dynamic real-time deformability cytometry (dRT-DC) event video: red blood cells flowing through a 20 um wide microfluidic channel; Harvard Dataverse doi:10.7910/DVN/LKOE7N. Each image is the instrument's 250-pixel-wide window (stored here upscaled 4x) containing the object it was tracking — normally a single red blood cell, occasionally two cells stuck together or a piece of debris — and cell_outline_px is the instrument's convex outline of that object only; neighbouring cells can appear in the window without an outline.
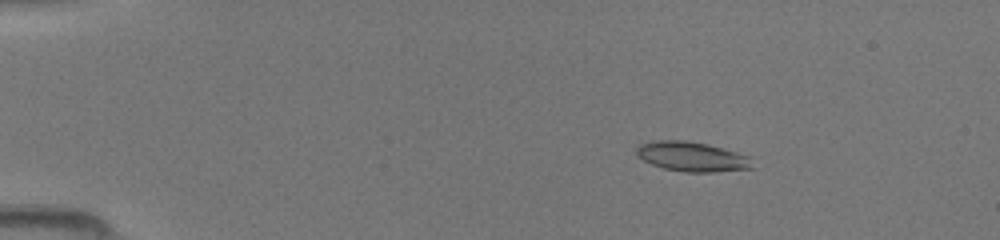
{"species": "common noctule bat (a hibernating species)", "species_latin": "Nyctalus noctula", "temperature_condition": "room temperature", "stored_images_in_passage": 18, "camera_frame_rate_fps": 3000, "um_per_image_px": 0.085, "animal": {"sex": "female", "body_mass_g": 19.5, "forearm_length_mm": 54.1}, "frame": {"image": 1, "passage_image": 6, "time_ms": 1.667, "image_size_px": [1000, 240], "cell_outline_px": [[752, 168], [712, 172], [688, 172], [664, 168], [652, 164], [644, 160], [636, 152], [636, 148], [640, 144], [660, 140], [684, 140], [708, 144], [736, 152], [748, 156]], "centroid_in_image_um": [58.8, 13.31], "position_along_channel_um": 26.2, "area_um2": 19.59}}
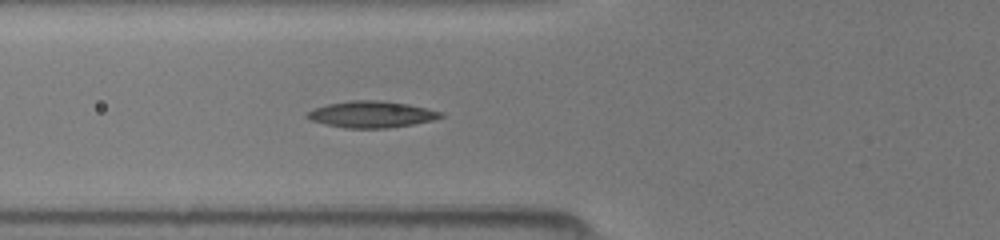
{"frame": {"image": 2, "passage_image": 15, "time_ms": 4.667, "image_size_px": [1000, 240], "cell_outline_px": [[444, 116], [432, 120], [412, 124], [384, 128], [344, 128], [308, 120], [304, 116], [308, 112], [316, 108], [328, 104], [352, 100], [380, 100], [408, 104], [444, 112]], "centroid_in_image_um": [31.56, 9.72], "position_along_channel_um": 94.2, "area_um2": 20.52}}
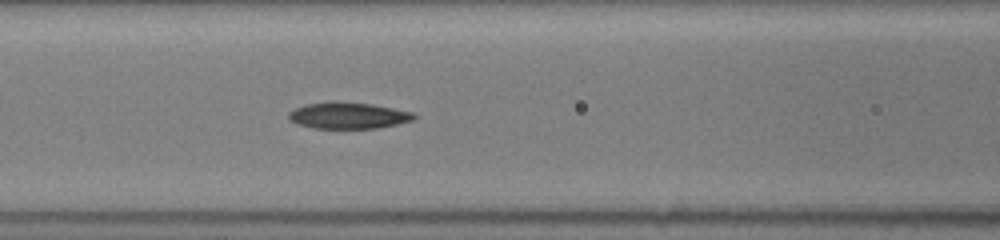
{"frame": {"image": 3, "passage_image": 18, "time_ms": 5.667, "image_size_px": [1000, 240], "cell_outline_px": [[416, 116], [412, 120], [396, 124], [376, 128], [312, 128], [296, 124], [288, 120], [288, 112], [304, 104], [332, 100], [336, 100], [372, 104], [412, 112]], "centroid_in_image_um": [29.51, 9.8], "position_along_channel_um": 137.1, "area_um2": 19.48}}